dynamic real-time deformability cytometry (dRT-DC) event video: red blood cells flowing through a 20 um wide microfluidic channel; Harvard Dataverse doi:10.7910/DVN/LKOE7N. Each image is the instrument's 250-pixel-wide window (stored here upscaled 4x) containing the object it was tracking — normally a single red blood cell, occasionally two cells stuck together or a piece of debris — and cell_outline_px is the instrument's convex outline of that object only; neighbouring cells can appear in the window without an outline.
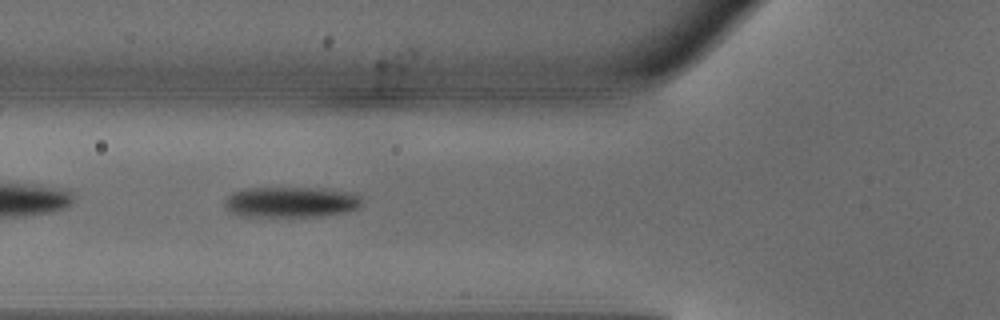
{"species": "common noctule bat (a hibernating species)", "species_latin": "Nyctalus noctula", "temperature_condition": "warm", "stored_images_in_passage": 35, "camera_frame_rate_fps": 3000, "um_per_image_px": 0.085, "animal": {"sex": "male", "body_mass_g": 18.8}, "frame": {"image": 1, "passage_image": 4, "time_ms": 1.0, "image_size_px": [1000, 320], "cell_outline_px": [[360, 204], [356, 208], [344, 212], [316, 216], [244, 216], [232, 212], [224, 204], [224, 200], [232, 192], [252, 188], [324, 188], [352, 192], [360, 196]], "centroid_in_image_um": [24.73, 17.16], "position_along_channel_um": 101.1, "area_um2": 24.16}}
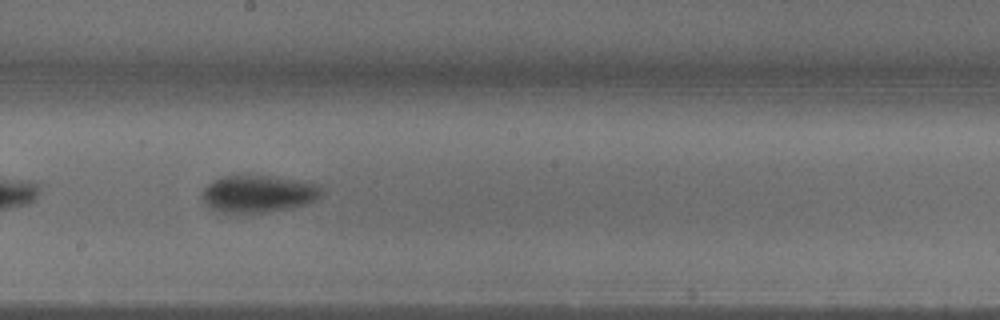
{"frame": {"image": 2, "passage_image": 13, "time_ms": 4.0, "image_size_px": [1000, 320], "cell_outline_px": [[324, 188], [320, 196], [304, 204], [292, 208], [264, 212], [224, 212], [212, 208], [204, 200], [204, 188], [212, 180], [224, 176], [244, 172], [272, 176], [296, 180], [316, 184]], "centroid_in_image_um": [21.95, 16.42], "position_along_channel_um": 226.2, "area_um2": 25.95}}
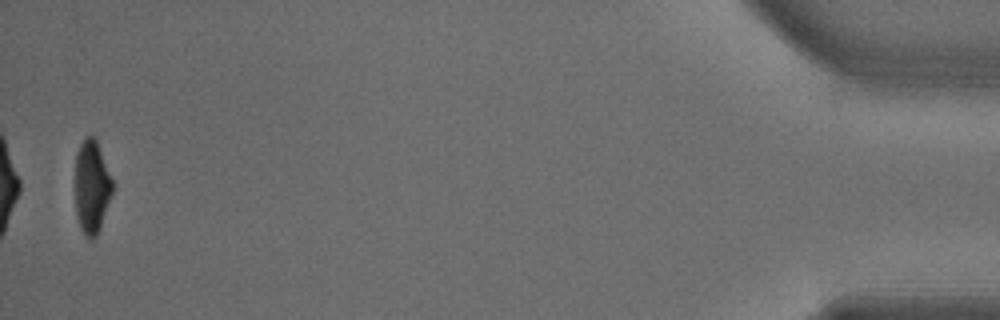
{"frame": {"image": 3, "passage_image": 34, "time_ms": 11.0, "image_size_px": [1000, 320], "cell_outline_px": [[112, 192], [100, 228], [96, 236], [92, 240], [88, 240], [84, 236], [80, 228], [76, 216], [76, 156], [80, 144], [84, 136], [92, 136], [96, 140], [112, 180]], "centroid_in_image_um": [7.78, 15.93], "position_along_channel_um": 427.4, "area_um2": 20.0}, "authors_computed_cell_mechanics": {"area_um2": 24.1604, "velocity_mm_per_s": 4.1593, "shape_relaxation_time_tau1_ms": 2.2811, "shape_relaxation_time_tau2_ms": 6.2348, "deformation_change_tau1": 0.1609, "deformation_change_tau2": 0.1182}}